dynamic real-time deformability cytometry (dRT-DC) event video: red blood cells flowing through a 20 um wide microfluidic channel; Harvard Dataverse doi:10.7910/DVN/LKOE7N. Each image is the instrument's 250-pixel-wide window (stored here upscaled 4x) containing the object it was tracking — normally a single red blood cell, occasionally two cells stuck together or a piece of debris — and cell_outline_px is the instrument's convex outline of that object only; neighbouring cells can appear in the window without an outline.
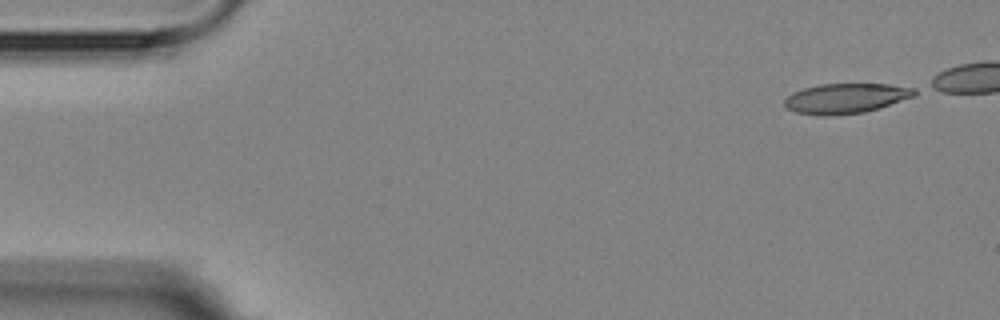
{"species": "Egyptian fruit bat (a non-hibernating species)", "species_latin": "Rousettus aegyptiacus", "temperature_condition": "room temperature", "stored_images_in_passage": 6, "segment_of_instrument_passage": [1, 2], "camera_frame_rate_fps": 3000, "um_per_image_px": 0.085, "animal": {"sex": "female"}, "frame": {"image": 1, "passage_image": 1, "time_ms": 0.0, "image_size_px": [1000, 320], "cell_outline_px": [[916, 96], [880, 108], [864, 112], [796, 112], [788, 108], [784, 104], [784, 100], [792, 92], [804, 88], [820, 84], [888, 84], [916, 88]], "centroid_in_image_um": [72.0, 8.29], "position_along_channel_um": 13.0, "area_um2": 21.73}}
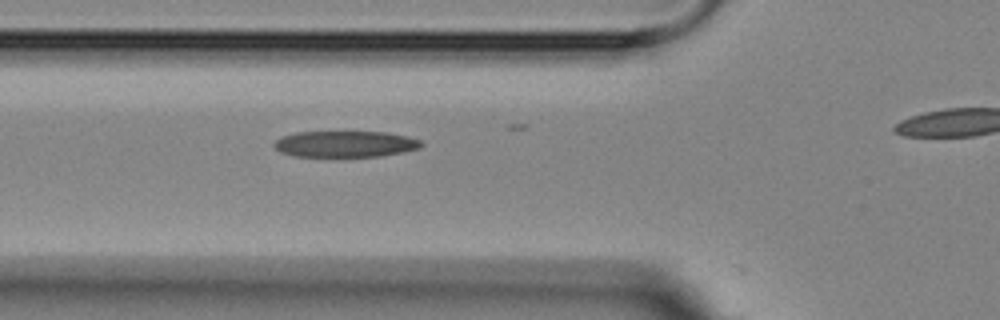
{"frame": {"image": 2, "passage_image": 5, "time_ms": 5.333, "image_size_px": [1000, 320], "cell_outline_px": [[424, 144], [420, 148], [404, 152], [380, 156], [296, 156], [280, 152], [272, 144], [280, 136], [296, 132], [388, 132], [408, 136], [420, 140]], "centroid_in_image_um": [29.36, 12.23], "position_along_channel_um": 96.4, "area_um2": 22.54}}